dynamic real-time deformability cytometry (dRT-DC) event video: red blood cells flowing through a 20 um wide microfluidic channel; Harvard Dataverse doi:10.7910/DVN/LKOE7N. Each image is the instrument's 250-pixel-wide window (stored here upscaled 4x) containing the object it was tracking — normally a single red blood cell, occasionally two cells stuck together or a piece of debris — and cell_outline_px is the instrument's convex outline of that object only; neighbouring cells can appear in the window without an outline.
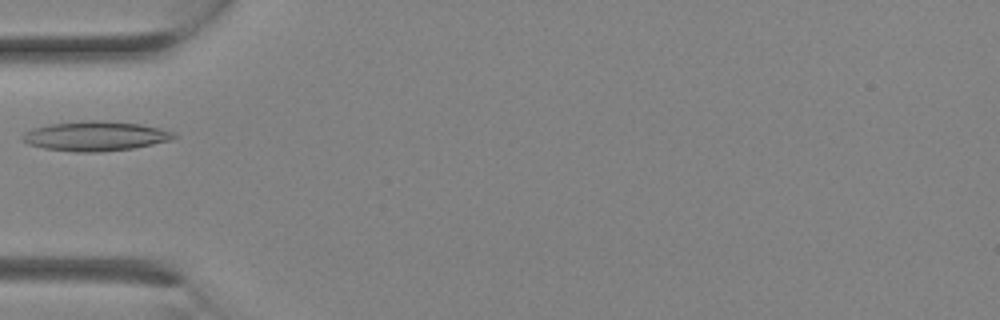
{"species": "Egyptian fruit bat (a non-hibernating species)", "species_latin": "Rousettus aegyptiacus", "temperature_condition": "room temperature", "stored_images_in_passage": 5, "camera_frame_rate_fps": 3000, "um_per_image_px": 0.085, "animal": {"sex": "female"}, "frame": {"image": 1, "passage_image": 1, "time_ms": 0.0, "image_size_px": [1000, 320], "cell_outline_px": [[180, 136], [172, 140], [132, 148], [100, 152], [76, 152], [44, 148], [28, 144], [20, 140], [20, 136], [24, 132], [48, 124], [80, 120], [100, 120], [140, 124], [160, 128], [172, 132]], "centroid_in_image_um": [8.09, 11.56], "position_along_channel_um": 76.9, "area_um2": 26.3}}
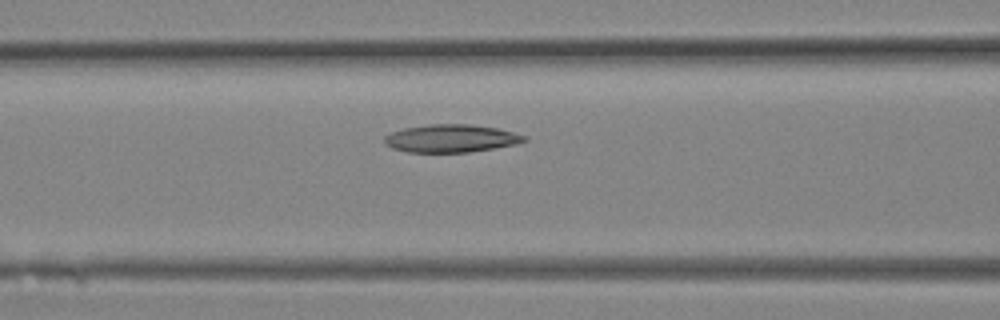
{"frame": {"image": 2, "passage_image": 3, "time_ms": 0.667, "image_size_px": [1000, 320], "cell_outline_px": [[528, 140], [516, 144], [468, 152], [408, 152], [392, 148], [384, 144], [384, 136], [392, 132], [404, 128], [428, 124], [468, 124], [496, 128], [512, 132], [524, 136]], "centroid_in_image_um": [38.29, 11.76], "position_along_channel_um": 128.3, "area_um2": 22.48}}
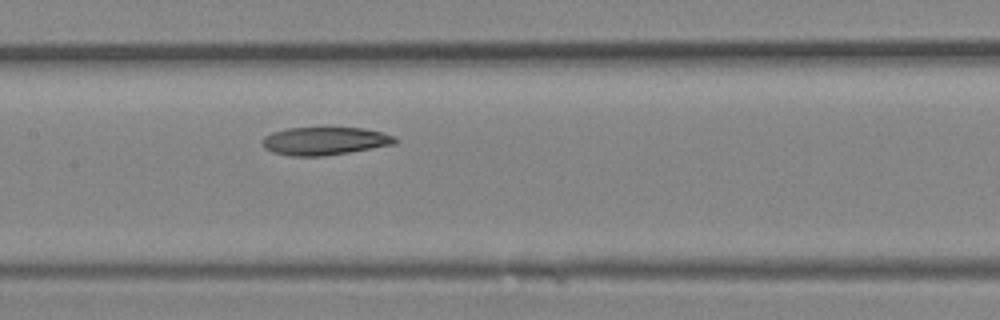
{"frame": {"image": 3, "passage_image": 5, "time_ms": 1.333, "image_size_px": [1000, 320], "cell_outline_px": [[400, 140], [396, 144], [324, 156], [292, 156], [272, 152], [264, 148], [264, 136], [272, 132], [288, 128], [364, 128], [380, 132], [392, 136]], "centroid_in_image_um": [27.61, 11.99], "position_along_channel_um": 179.8, "area_um2": 21.44}}